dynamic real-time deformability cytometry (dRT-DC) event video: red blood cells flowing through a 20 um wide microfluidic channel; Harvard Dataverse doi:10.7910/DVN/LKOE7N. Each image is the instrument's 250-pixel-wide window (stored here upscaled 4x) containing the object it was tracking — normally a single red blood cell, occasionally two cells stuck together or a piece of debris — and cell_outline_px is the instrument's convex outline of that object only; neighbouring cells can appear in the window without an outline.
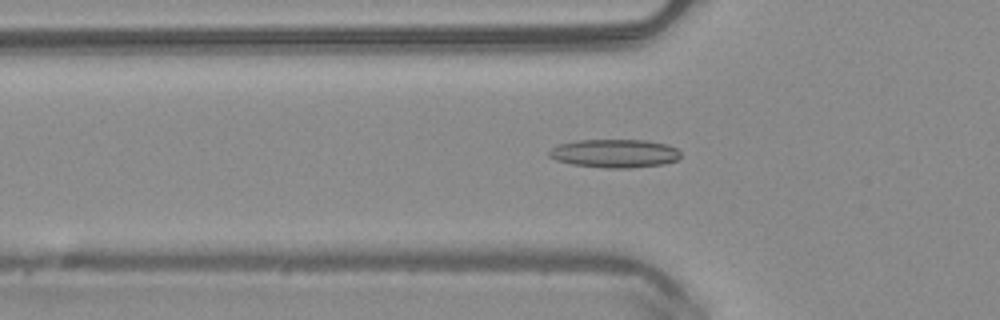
{"species": "common noctule bat (a hibernating species)", "species_latin": "Nyctalus noctula", "temperature_condition": "warm", "stored_images_in_passage": 46, "camera_frame_rate_fps": 3000, "um_per_image_px": 0.085, "animal": {"sex": "male", "body_mass_g": 20.4}, "frame": {"image": 1, "passage_image": 17, "time_ms": 5.333, "image_size_px": [1000, 320], "cell_outline_px": [[680, 156], [676, 160], [664, 164], [628, 168], [604, 168], [572, 164], [556, 160], [548, 156], [548, 152], [552, 148], [560, 144], [576, 140], [648, 140], [668, 144], [676, 148], [680, 152]], "centroid_in_image_um": [52.25, 13.04], "position_along_channel_um": 73.5, "area_um2": 21.85}}
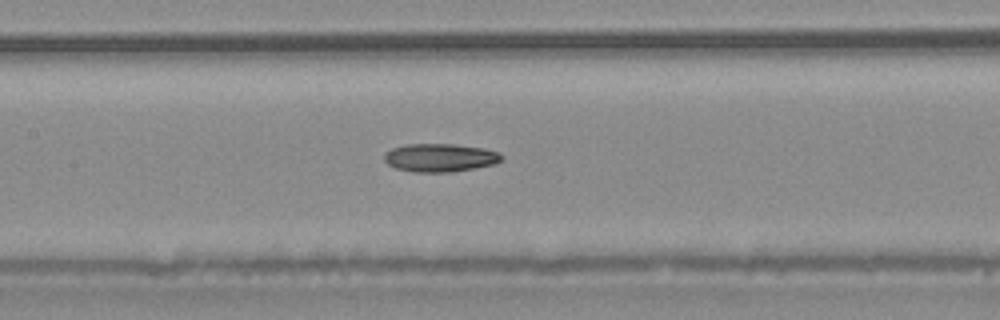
{"frame": {"image": 2, "passage_image": 24, "time_ms": 7.667, "image_size_px": [1000, 320], "cell_outline_px": [[504, 156], [496, 164], [476, 168], [452, 172], [412, 172], [396, 168], [388, 164], [384, 160], [384, 156], [392, 148], [408, 144], [452, 144], [484, 148], [500, 152]], "centroid_in_image_um": [37.44, 13.41], "position_along_channel_um": 170.0, "area_um2": 19.36}}
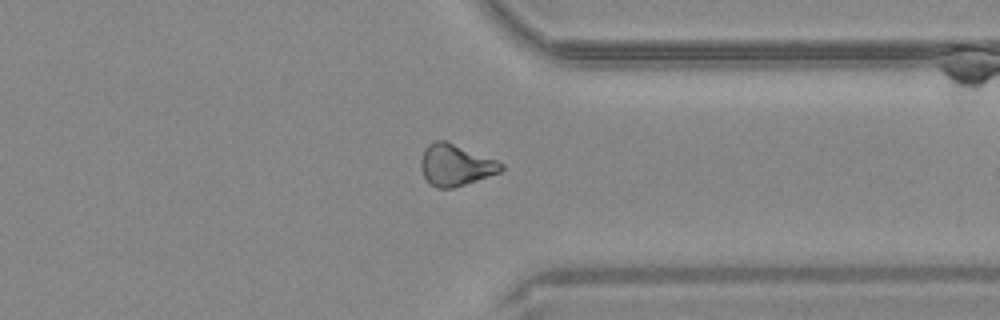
{"frame": {"image": 3, "passage_image": 39, "time_ms": 12.667, "image_size_px": [1000, 320], "cell_outline_px": [[504, 168], [500, 172], [452, 188], [436, 188], [424, 176], [420, 168], [420, 160], [424, 148], [428, 144], [436, 140], [444, 140], [496, 160], [504, 164]], "centroid_in_image_um": [38.69, 14.02], "position_along_channel_um": 372.7, "area_um2": 19.13}}